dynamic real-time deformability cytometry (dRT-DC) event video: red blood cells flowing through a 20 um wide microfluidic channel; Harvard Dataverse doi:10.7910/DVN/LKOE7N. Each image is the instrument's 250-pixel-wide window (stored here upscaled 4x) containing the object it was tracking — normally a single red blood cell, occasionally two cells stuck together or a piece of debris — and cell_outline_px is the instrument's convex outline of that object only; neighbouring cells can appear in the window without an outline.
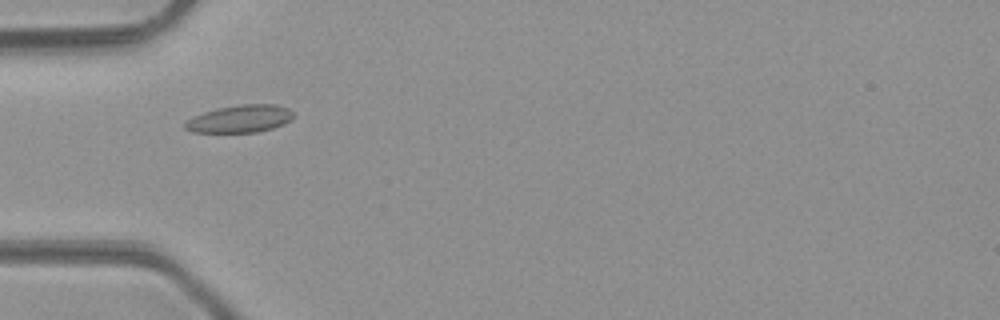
{"species": "common noctule bat (a hibernating species)", "species_latin": "Nyctalus noctula", "temperature_condition": "room temperature", "stored_images_in_passage": 30, "camera_frame_rate_fps": 3000, "um_per_image_px": 0.085, "animal": {"sex": "male", "body_mass_g": 23.1, "forearm_length_mm": 52.7}, "frame": {"image": 1, "passage_image": 3, "time_ms": 0.667, "image_size_px": [1000, 320], "cell_outline_px": [[292, 116], [284, 124], [272, 128], [256, 132], [192, 132], [184, 128], [184, 124], [192, 116], [216, 108], [240, 104], [276, 104], [288, 108], [292, 112]], "centroid_in_image_um": [20.37, 10.09], "position_along_channel_um": 64.6, "area_um2": 17.28}}
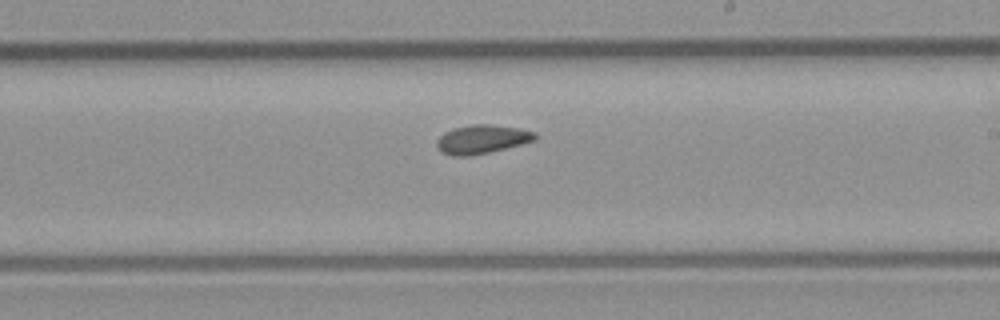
{"frame": {"image": 2, "passage_image": 16, "time_ms": 5.0, "image_size_px": [1000, 320], "cell_outline_px": [[536, 140], [488, 152], [468, 156], [452, 156], [440, 152], [436, 144], [436, 140], [444, 132], [452, 128], [472, 124], [488, 124], [520, 128], [536, 132]], "centroid_in_image_um": [40.93, 11.83], "position_along_channel_um": 248.1, "area_um2": 16.47}}
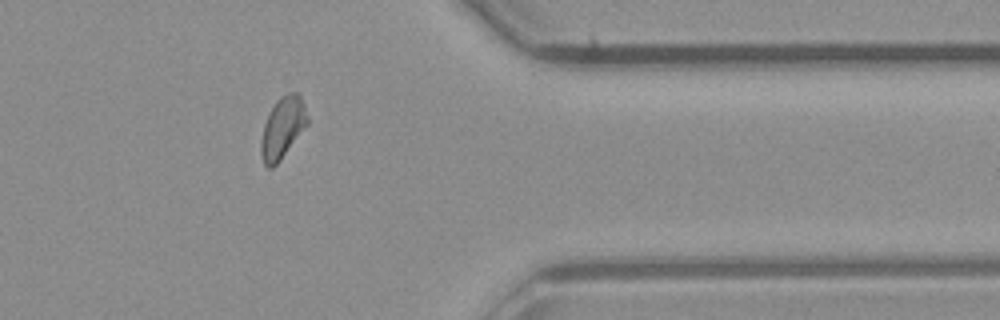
{"frame": {"image": 3, "passage_image": 27, "time_ms": 8.667, "image_size_px": [1000, 320], "cell_outline_px": [[308, 124], [280, 160], [272, 168], [268, 168], [264, 164], [260, 152], [260, 140], [264, 124], [276, 100], [280, 96], [288, 92], [296, 92], [300, 96], [304, 104], [308, 116]], "centroid_in_image_um": [24.02, 10.85], "position_along_channel_um": 387.4, "area_um2": 16.53}, "authors_computed_cell_mechanics": {"area_um2": 16.3574, "velocity_mm_per_s": 4.2399, "shape_relaxation_time_tau1_ms": null, "shape_relaxation_time_tau2_ms": 3.1585, "deformation_change_tau1": null, "deformation_change_tau2": 0.0866}}